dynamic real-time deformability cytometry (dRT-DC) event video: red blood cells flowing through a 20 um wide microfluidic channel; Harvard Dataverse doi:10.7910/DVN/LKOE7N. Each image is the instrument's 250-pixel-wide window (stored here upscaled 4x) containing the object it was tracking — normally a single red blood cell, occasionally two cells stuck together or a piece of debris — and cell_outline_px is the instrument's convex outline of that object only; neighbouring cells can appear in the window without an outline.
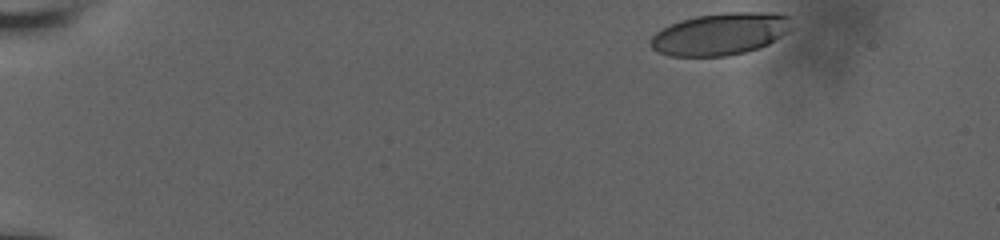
{"species": "human", "species_latin": "Homo sapiens", "temperature_condition": "room temperature", "stored_images_in_passage": 43, "camera_frame_rate_fps": 3000, "um_per_image_px": 0.085, "donor": {"sex": "male"}, "frame": {"image": 1, "passage_image": 1, "time_ms": 0.0, "image_size_px": [1000, 240], "cell_outline_px": [[796, 16], [792, 28], [788, 32], [768, 44], [744, 52], [728, 56], [668, 56], [656, 52], [648, 44], [652, 36], [656, 32], [680, 20], [696, 16], [724, 12], [776, 12]], "centroid_in_image_um": [61.29, 2.87], "position_along_channel_um": 23.7, "area_um2": 35.2}}
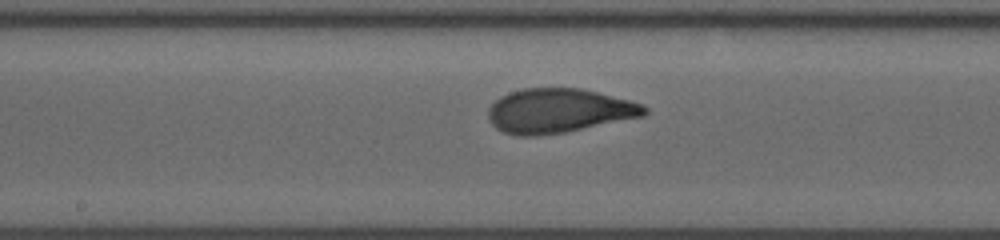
{"frame": {"image": 2, "passage_image": 25, "time_ms": 8.0, "image_size_px": [1000, 240], "cell_outline_px": [[648, 112], [644, 116], [564, 132], [532, 136], [516, 136], [504, 132], [496, 128], [488, 120], [488, 108], [500, 96], [524, 88], [580, 88], [644, 104], [648, 108]], "centroid_in_image_um": [47.48, 9.42], "position_along_channel_um": 200.7, "area_um2": 40.11}}
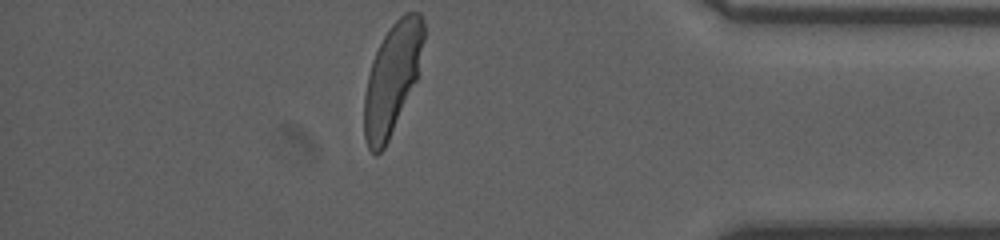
{"frame": {"image": 3, "passage_image": 43, "time_ms": 14.0, "image_size_px": [1000, 240], "cell_outline_px": [[424, 40], [416, 80], [388, 140], [384, 148], [376, 156], [368, 148], [364, 136], [364, 96], [368, 76], [372, 60], [388, 28], [404, 12], [420, 12], [424, 20]], "centroid_in_image_um": [33.33, 6.65], "position_along_channel_um": 401.9, "area_um2": 37.86}, "authors_computed_cell_mechanics": {"area_um2": 39.0728, "velocity_mm_per_s": 3.8169, "shape_relaxation_time_tau1_ms": 3.5979, "shape_relaxation_time_tau2_ms": null, "deformation_change_tau1": 0.1772, "deformation_change_tau2": null}}